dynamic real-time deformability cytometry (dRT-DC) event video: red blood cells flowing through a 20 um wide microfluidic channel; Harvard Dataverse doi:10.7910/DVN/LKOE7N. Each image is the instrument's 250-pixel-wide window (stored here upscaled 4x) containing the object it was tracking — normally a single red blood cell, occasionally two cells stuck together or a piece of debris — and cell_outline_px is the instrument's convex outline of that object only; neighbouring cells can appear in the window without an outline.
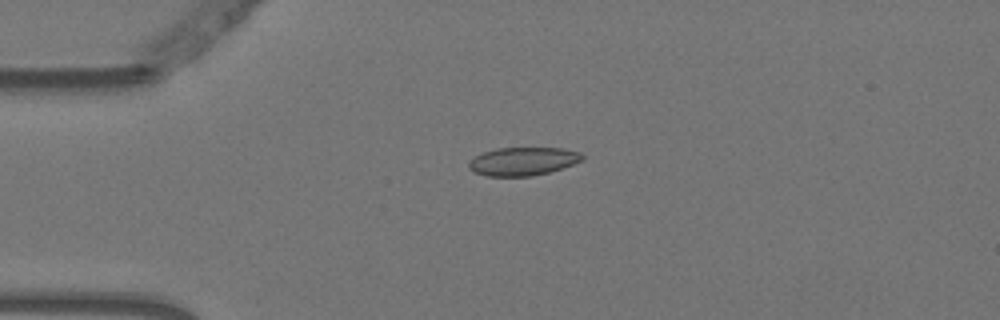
{"species": "Egyptian fruit bat (a non-hibernating species)", "species_latin": "Rousettus aegyptiacus", "temperature_condition": "warm", "stored_images_in_passage": 35, "camera_frame_rate_fps": 3000, "um_per_image_px": 0.085, "animal": {"sex": "female"}, "frame": {"image": 1, "passage_image": 2, "time_ms": 0.333, "image_size_px": [1000, 320], "cell_outline_px": [[584, 160], [548, 172], [532, 176], [488, 176], [472, 172], [468, 168], [468, 160], [484, 152], [496, 148], [564, 148], [580, 152], [584, 156]], "centroid_in_image_um": [44.42, 13.71], "position_along_channel_um": 40.6, "area_um2": 18.73}}
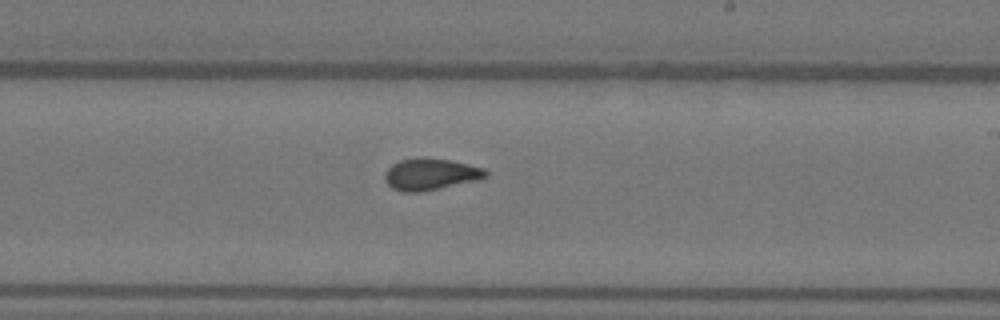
{"frame": {"image": 2, "passage_image": 21, "time_ms": 6.667, "image_size_px": [1000, 320], "cell_outline_px": [[488, 176], [476, 180], [420, 192], [404, 192], [392, 188], [384, 180], [384, 172], [392, 164], [400, 160], [448, 160], [468, 164], [484, 168], [488, 172]], "centroid_in_image_um": [36.58, 14.84], "position_along_channel_um": 252.4, "area_um2": 17.92}}
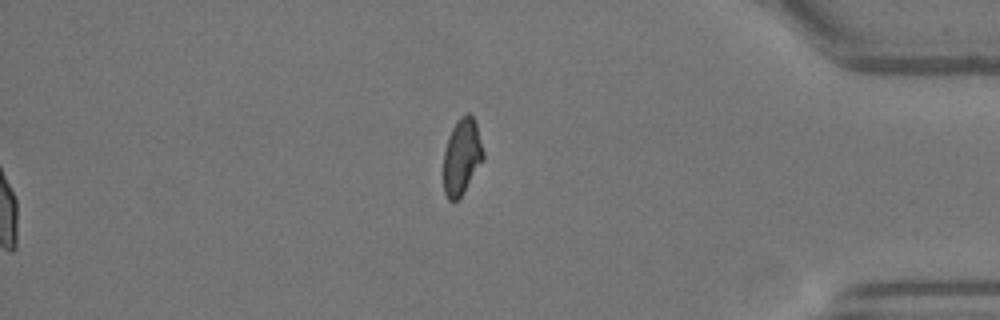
{"frame": {"image": 3, "passage_image": 35, "time_ms": 11.333, "image_size_px": [1000, 320], "cell_outline_px": [[484, 156], [460, 196], [456, 200], [448, 200], [444, 192], [444, 152], [448, 136], [452, 128], [460, 116], [468, 112], [472, 116], [476, 124], [484, 152]], "centroid_in_image_um": [39.23, 13.26], "position_along_channel_um": 396.0, "area_um2": 17.11}, "authors_computed_cell_mechanics": {"area_um2": 18.3804, "velocity_mm_per_s": 3.7509, "shape_relaxation_time_tau1_ms": null, "shape_relaxation_time_tau2_ms": 1.7118, "deformation_change_tau1": null, "deformation_change_tau2": 0.058}}